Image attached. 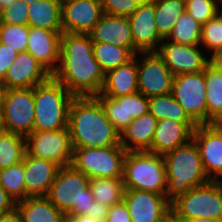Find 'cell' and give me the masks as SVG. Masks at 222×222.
<instances>
[{"label":"cell","mask_w":222,"mask_h":222,"mask_svg":"<svg viewBox=\"0 0 222 222\" xmlns=\"http://www.w3.org/2000/svg\"><path fill=\"white\" fill-rule=\"evenodd\" d=\"M95 97L101 102L107 118L120 133L133 119L149 112L148 98L139 91L115 98L101 94Z\"/></svg>","instance_id":"obj_15"},{"label":"cell","mask_w":222,"mask_h":222,"mask_svg":"<svg viewBox=\"0 0 222 222\" xmlns=\"http://www.w3.org/2000/svg\"><path fill=\"white\" fill-rule=\"evenodd\" d=\"M15 0H0L1 9H5Z\"/></svg>","instance_id":"obj_49"},{"label":"cell","mask_w":222,"mask_h":222,"mask_svg":"<svg viewBox=\"0 0 222 222\" xmlns=\"http://www.w3.org/2000/svg\"><path fill=\"white\" fill-rule=\"evenodd\" d=\"M197 126L195 122L159 120L154 131L151 148L148 151L163 156L175 150L192 139L193 131Z\"/></svg>","instance_id":"obj_20"},{"label":"cell","mask_w":222,"mask_h":222,"mask_svg":"<svg viewBox=\"0 0 222 222\" xmlns=\"http://www.w3.org/2000/svg\"><path fill=\"white\" fill-rule=\"evenodd\" d=\"M89 187L94 200L111 207L124 199L123 178H90Z\"/></svg>","instance_id":"obj_29"},{"label":"cell","mask_w":222,"mask_h":222,"mask_svg":"<svg viewBox=\"0 0 222 222\" xmlns=\"http://www.w3.org/2000/svg\"><path fill=\"white\" fill-rule=\"evenodd\" d=\"M0 222H22L21 215L17 207H14L10 211L1 213Z\"/></svg>","instance_id":"obj_45"},{"label":"cell","mask_w":222,"mask_h":222,"mask_svg":"<svg viewBox=\"0 0 222 222\" xmlns=\"http://www.w3.org/2000/svg\"><path fill=\"white\" fill-rule=\"evenodd\" d=\"M172 218L185 222L194 218H222V185L218 181L191 188L171 202Z\"/></svg>","instance_id":"obj_7"},{"label":"cell","mask_w":222,"mask_h":222,"mask_svg":"<svg viewBox=\"0 0 222 222\" xmlns=\"http://www.w3.org/2000/svg\"><path fill=\"white\" fill-rule=\"evenodd\" d=\"M4 131H5L4 121H3V116H2V110L0 107V134Z\"/></svg>","instance_id":"obj_50"},{"label":"cell","mask_w":222,"mask_h":222,"mask_svg":"<svg viewBox=\"0 0 222 222\" xmlns=\"http://www.w3.org/2000/svg\"><path fill=\"white\" fill-rule=\"evenodd\" d=\"M126 152L122 145L74 148L71 165L88 178H123Z\"/></svg>","instance_id":"obj_8"},{"label":"cell","mask_w":222,"mask_h":222,"mask_svg":"<svg viewBox=\"0 0 222 222\" xmlns=\"http://www.w3.org/2000/svg\"><path fill=\"white\" fill-rule=\"evenodd\" d=\"M158 120L150 113L133 119L120 133L121 145L127 152L151 148Z\"/></svg>","instance_id":"obj_25"},{"label":"cell","mask_w":222,"mask_h":222,"mask_svg":"<svg viewBox=\"0 0 222 222\" xmlns=\"http://www.w3.org/2000/svg\"><path fill=\"white\" fill-rule=\"evenodd\" d=\"M201 26L199 22L184 11L177 18V22L174 24L167 40L184 45H200Z\"/></svg>","instance_id":"obj_34"},{"label":"cell","mask_w":222,"mask_h":222,"mask_svg":"<svg viewBox=\"0 0 222 222\" xmlns=\"http://www.w3.org/2000/svg\"><path fill=\"white\" fill-rule=\"evenodd\" d=\"M22 222H64L65 215L46 196L27 197L16 202Z\"/></svg>","instance_id":"obj_26"},{"label":"cell","mask_w":222,"mask_h":222,"mask_svg":"<svg viewBox=\"0 0 222 222\" xmlns=\"http://www.w3.org/2000/svg\"><path fill=\"white\" fill-rule=\"evenodd\" d=\"M61 4L70 3L77 0H59Z\"/></svg>","instance_id":"obj_55"},{"label":"cell","mask_w":222,"mask_h":222,"mask_svg":"<svg viewBox=\"0 0 222 222\" xmlns=\"http://www.w3.org/2000/svg\"><path fill=\"white\" fill-rule=\"evenodd\" d=\"M125 189L150 191L166 195V167L162 155L149 151L126 152L123 161Z\"/></svg>","instance_id":"obj_6"},{"label":"cell","mask_w":222,"mask_h":222,"mask_svg":"<svg viewBox=\"0 0 222 222\" xmlns=\"http://www.w3.org/2000/svg\"><path fill=\"white\" fill-rule=\"evenodd\" d=\"M14 207H16V202L7 194L0 182V214L10 211Z\"/></svg>","instance_id":"obj_44"},{"label":"cell","mask_w":222,"mask_h":222,"mask_svg":"<svg viewBox=\"0 0 222 222\" xmlns=\"http://www.w3.org/2000/svg\"><path fill=\"white\" fill-rule=\"evenodd\" d=\"M26 153L61 167L71 165L73 148L68 127L58 131H33L26 138Z\"/></svg>","instance_id":"obj_11"},{"label":"cell","mask_w":222,"mask_h":222,"mask_svg":"<svg viewBox=\"0 0 222 222\" xmlns=\"http://www.w3.org/2000/svg\"><path fill=\"white\" fill-rule=\"evenodd\" d=\"M4 91H5V88H4V85L2 83V80L0 79V105H1L3 95H4Z\"/></svg>","instance_id":"obj_52"},{"label":"cell","mask_w":222,"mask_h":222,"mask_svg":"<svg viewBox=\"0 0 222 222\" xmlns=\"http://www.w3.org/2000/svg\"><path fill=\"white\" fill-rule=\"evenodd\" d=\"M207 125L216 133L222 134V112L213 116Z\"/></svg>","instance_id":"obj_46"},{"label":"cell","mask_w":222,"mask_h":222,"mask_svg":"<svg viewBox=\"0 0 222 222\" xmlns=\"http://www.w3.org/2000/svg\"><path fill=\"white\" fill-rule=\"evenodd\" d=\"M62 33L29 27L26 51L51 74H53L59 65Z\"/></svg>","instance_id":"obj_22"},{"label":"cell","mask_w":222,"mask_h":222,"mask_svg":"<svg viewBox=\"0 0 222 222\" xmlns=\"http://www.w3.org/2000/svg\"><path fill=\"white\" fill-rule=\"evenodd\" d=\"M171 94L197 124H207L205 70L173 78Z\"/></svg>","instance_id":"obj_10"},{"label":"cell","mask_w":222,"mask_h":222,"mask_svg":"<svg viewBox=\"0 0 222 222\" xmlns=\"http://www.w3.org/2000/svg\"><path fill=\"white\" fill-rule=\"evenodd\" d=\"M28 18V4L23 0L13 1L0 13V23L8 25H27Z\"/></svg>","instance_id":"obj_39"},{"label":"cell","mask_w":222,"mask_h":222,"mask_svg":"<svg viewBox=\"0 0 222 222\" xmlns=\"http://www.w3.org/2000/svg\"><path fill=\"white\" fill-rule=\"evenodd\" d=\"M29 26L0 23V42L8 44L18 52L26 51L28 46Z\"/></svg>","instance_id":"obj_37"},{"label":"cell","mask_w":222,"mask_h":222,"mask_svg":"<svg viewBox=\"0 0 222 222\" xmlns=\"http://www.w3.org/2000/svg\"><path fill=\"white\" fill-rule=\"evenodd\" d=\"M52 77L74 97L100 94L105 72L94 58L88 34L62 33L59 65Z\"/></svg>","instance_id":"obj_1"},{"label":"cell","mask_w":222,"mask_h":222,"mask_svg":"<svg viewBox=\"0 0 222 222\" xmlns=\"http://www.w3.org/2000/svg\"><path fill=\"white\" fill-rule=\"evenodd\" d=\"M128 19L134 46L140 52L156 51L163 39L155 25V3L139 5Z\"/></svg>","instance_id":"obj_21"},{"label":"cell","mask_w":222,"mask_h":222,"mask_svg":"<svg viewBox=\"0 0 222 222\" xmlns=\"http://www.w3.org/2000/svg\"><path fill=\"white\" fill-rule=\"evenodd\" d=\"M62 4L59 0H40L28 5V26L63 32Z\"/></svg>","instance_id":"obj_27"},{"label":"cell","mask_w":222,"mask_h":222,"mask_svg":"<svg viewBox=\"0 0 222 222\" xmlns=\"http://www.w3.org/2000/svg\"><path fill=\"white\" fill-rule=\"evenodd\" d=\"M106 222H131L128 206L124 200L108 208Z\"/></svg>","instance_id":"obj_42"},{"label":"cell","mask_w":222,"mask_h":222,"mask_svg":"<svg viewBox=\"0 0 222 222\" xmlns=\"http://www.w3.org/2000/svg\"><path fill=\"white\" fill-rule=\"evenodd\" d=\"M207 124L222 112V68L215 60L205 67Z\"/></svg>","instance_id":"obj_28"},{"label":"cell","mask_w":222,"mask_h":222,"mask_svg":"<svg viewBox=\"0 0 222 222\" xmlns=\"http://www.w3.org/2000/svg\"><path fill=\"white\" fill-rule=\"evenodd\" d=\"M18 51L0 42V79L3 80Z\"/></svg>","instance_id":"obj_41"},{"label":"cell","mask_w":222,"mask_h":222,"mask_svg":"<svg viewBox=\"0 0 222 222\" xmlns=\"http://www.w3.org/2000/svg\"><path fill=\"white\" fill-rule=\"evenodd\" d=\"M74 96L52 76L34 87L33 131H58L68 127L69 106Z\"/></svg>","instance_id":"obj_5"},{"label":"cell","mask_w":222,"mask_h":222,"mask_svg":"<svg viewBox=\"0 0 222 222\" xmlns=\"http://www.w3.org/2000/svg\"><path fill=\"white\" fill-rule=\"evenodd\" d=\"M52 74L28 51L19 52L2 80L5 89L33 88Z\"/></svg>","instance_id":"obj_16"},{"label":"cell","mask_w":222,"mask_h":222,"mask_svg":"<svg viewBox=\"0 0 222 222\" xmlns=\"http://www.w3.org/2000/svg\"><path fill=\"white\" fill-rule=\"evenodd\" d=\"M185 222H222V218H194Z\"/></svg>","instance_id":"obj_48"},{"label":"cell","mask_w":222,"mask_h":222,"mask_svg":"<svg viewBox=\"0 0 222 222\" xmlns=\"http://www.w3.org/2000/svg\"><path fill=\"white\" fill-rule=\"evenodd\" d=\"M192 139L199 149L207 177L218 181L222 177V134L203 124L193 131Z\"/></svg>","instance_id":"obj_18"},{"label":"cell","mask_w":222,"mask_h":222,"mask_svg":"<svg viewBox=\"0 0 222 222\" xmlns=\"http://www.w3.org/2000/svg\"><path fill=\"white\" fill-rule=\"evenodd\" d=\"M60 167L55 162L25 153V198L46 196Z\"/></svg>","instance_id":"obj_23"},{"label":"cell","mask_w":222,"mask_h":222,"mask_svg":"<svg viewBox=\"0 0 222 222\" xmlns=\"http://www.w3.org/2000/svg\"><path fill=\"white\" fill-rule=\"evenodd\" d=\"M137 67L140 93L147 98L171 93L174 75L156 51L138 52Z\"/></svg>","instance_id":"obj_12"},{"label":"cell","mask_w":222,"mask_h":222,"mask_svg":"<svg viewBox=\"0 0 222 222\" xmlns=\"http://www.w3.org/2000/svg\"><path fill=\"white\" fill-rule=\"evenodd\" d=\"M148 108L158 121L172 119L178 122H194L171 93L149 97Z\"/></svg>","instance_id":"obj_31"},{"label":"cell","mask_w":222,"mask_h":222,"mask_svg":"<svg viewBox=\"0 0 222 222\" xmlns=\"http://www.w3.org/2000/svg\"><path fill=\"white\" fill-rule=\"evenodd\" d=\"M218 65L222 68V53L219 54L215 59H214Z\"/></svg>","instance_id":"obj_53"},{"label":"cell","mask_w":222,"mask_h":222,"mask_svg":"<svg viewBox=\"0 0 222 222\" xmlns=\"http://www.w3.org/2000/svg\"><path fill=\"white\" fill-rule=\"evenodd\" d=\"M93 54L105 73L134 57L127 48L103 42H93Z\"/></svg>","instance_id":"obj_33"},{"label":"cell","mask_w":222,"mask_h":222,"mask_svg":"<svg viewBox=\"0 0 222 222\" xmlns=\"http://www.w3.org/2000/svg\"><path fill=\"white\" fill-rule=\"evenodd\" d=\"M89 181L72 165L60 167L46 197L64 215H88L95 202Z\"/></svg>","instance_id":"obj_4"},{"label":"cell","mask_w":222,"mask_h":222,"mask_svg":"<svg viewBox=\"0 0 222 222\" xmlns=\"http://www.w3.org/2000/svg\"><path fill=\"white\" fill-rule=\"evenodd\" d=\"M64 222H98L88 215H65Z\"/></svg>","instance_id":"obj_47"},{"label":"cell","mask_w":222,"mask_h":222,"mask_svg":"<svg viewBox=\"0 0 222 222\" xmlns=\"http://www.w3.org/2000/svg\"><path fill=\"white\" fill-rule=\"evenodd\" d=\"M68 129L72 148L121 145L120 132L107 118L95 96L74 97L69 106Z\"/></svg>","instance_id":"obj_2"},{"label":"cell","mask_w":222,"mask_h":222,"mask_svg":"<svg viewBox=\"0 0 222 222\" xmlns=\"http://www.w3.org/2000/svg\"><path fill=\"white\" fill-rule=\"evenodd\" d=\"M24 176V158L19 164L0 170L1 185L15 202L25 199Z\"/></svg>","instance_id":"obj_35"},{"label":"cell","mask_w":222,"mask_h":222,"mask_svg":"<svg viewBox=\"0 0 222 222\" xmlns=\"http://www.w3.org/2000/svg\"><path fill=\"white\" fill-rule=\"evenodd\" d=\"M25 153V137L6 130L0 134V170L22 162Z\"/></svg>","instance_id":"obj_32"},{"label":"cell","mask_w":222,"mask_h":222,"mask_svg":"<svg viewBox=\"0 0 222 222\" xmlns=\"http://www.w3.org/2000/svg\"><path fill=\"white\" fill-rule=\"evenodd\" d=\"M103 12L114 16L129 17L138 8L134 0H101Z\"/></svg>","instance_id":"obj_40"},{"label":"cell","mask_w":222,"mask_h":222,"mask_svg":"<svg viewBox=\"0 0 222 222\" xmlns=\"http://www.w3.org/2000/svg\"><path fill=\"white\" fill-rule=\"evenodd\" d=\"M166 167V197L172 202L191 188L211 181L203 168L200 152L191 139L186 144L163 155Z\"/></svg>","instance_id":"obj_3"},{"label":"cell","mask_w":222,"mask_h":222,"mask_svg":"<svg viewBox=\"0 0 222 222\" xmlns=\"http://www.w3.org/2000/svg\"><path fill=\"white\" fill-rule=\"evenodd\" d=\"M185 11L201 25L216 16L222 9L217 0H184Z\"/></svg>","instance_id":"obj_38"},{"label":"cell","mask_w":222,"mask_h":222,"mask_svg":"<svg viewBox=\"0 0 222 222\" xmlns=\"http://www.w3.org/2000/svg\"><path fill=\"white\" fill-rule=\"evenodd\" d=\"M103 14L101 0H77L62 4L63 32L88 34Z\"/></svg>","instance_id":"obj_17"},{"label":"cell","mask_w":222,"mask_h":222,"mask_svg":"<svg viewBox=\"0 0 222 222\" xmlns=\"http://www.w3.org/2000/svg\"><path fill=\"white\" fill-rule=\"evenodd\" d=\"M131 222H167L172 217L171 201L166 195L125 189L124 199Z\"/></svg>","instance_id":"obj_13"},{"label":"cell","mask_w":222,"mask_h":222,"mask_svg":"<svg viewBox=\"0 0 222 222\" xmlns=\"http://www.w3.org/2000/svg\"><path fill=\"white\" fill-rule=\"evenodd\" d=\"M138 91L137 54L127 63L105 73L100 94L112 98L129 95Z\"/></svg>","instance_id":"obj_24"},{"label":"cell","mask_w":222,"mask_h":222,"mask_svg":"<svg viewBox=\"0 0 222 222\" xmlns=\"http://www.w3.org/2000/svg\"><path fill=\"white\" fill-rule=\"evenodd\" d=\"M23 1H25L28 5H30V4L38 2L40 0H23Z\"/></svg>","instance_id":"obj_54"},{"label":"cell","mask_w":222,"mask_h":222,"mask_svg":"<svg viewBox=\"0 0 222 222\" xmlns=\"http://www.w3.org/2000/svg\"><path fill=\"white\" fill-rule=\"evenodd\" d=\"M165 40L160 42L156 53L174 76L204 71L212 60L205 57L200 45H184Z\"/></svg>","instance_id":"obj_14"},{"label":"cell","mask_w":222,"mask_h":222,"mask_svg":"<svg viewBox=\"0 0 222 222\" xmlns=\"http://www.w3.org/2000/svg\"><path fill=\"white\" fill-rule=\"evenodd\" d=\"M167 222H177L172 217Z\"/></svg>","instance_id":"obj_56"},{"label":"cell","mask_w":222,"mask_h":222,"mask_svg":"<svg viewBox=\"0 0 222 222\" xmlns=\"http://www.w3.org/2000/svg\"><path fill=\"white\" fill-rule=\"evenodd\" d=\"M201 45L210 51L212 60L222 53V11L201 26Z\"/></svg>","instance_id":"obj_36"},{"label":"cell","mask_w":222,"mask_h":222,"mask_svg":"<svg viewBox=\"0 0 222 222\" xmlns=\"http://www.w3.org/2000/svg\"><path fill=\"white\" fill-rule=\"evenodd\" d=\"M0 107L6 131L25 138L33 132L34 87L5 89Z\"/></svg>","instance_id":"obj_9"},{"label":"cell","mask_w":222,"mask_h":222,"mask_svg":"<svg viewBox=\"0 0 222 222\" xmlns=\"http://www.w3.org/2000/svg\"><path fill=\"white\" fill-rule=\"evenodd\" d=\"M92 42H103L127 48L133 55L140 52L131 34L130 22L126 16L103 14L88 33Z\"/></svg>","instance_id":"obj_19"},{"label":"cell","mask_w":222,"mask_h":222,"mask_svg":"<svg viewBox=\"0 0 222 222\" xmlns=\"http://www.w3.org/2000/svg\"><path fill=\"white\" fill-rule=\"evenodd\" d=\"M138 6L139 5H144V4H150V3H154L156 0H134Z\"/></svg>","instance_id":"obj_51"},{"label":"cell","mask_w":222,"mask_h":222,"mask_svg":"<svg viewBox=\"0 0 222 222\" xmlns=\"http://www.w3.org/2000/svg\"><path fill=\"white\" fill-rule=\"evenodd\" d=\"M108 208L109 207L95 201L92 204L91 212L88 213V216L98 222H106Z\"/></svg>","instance_id":"obj_43"},{"label":"cell","mask_w":222,"mask_h":222,"mask_svg":"<svg viewBox=\"0 0 222 222\" xmlns=\"http://www.w3.org/2000/svg\"><path fill=\"white\" fill-rule=\"evenodd\" d=\"M155 25L162 39L172 32L177 18L185 11L184 0H156L155 2Z\"/></svg>","instance_id":"obj_30"}]
</instances>
